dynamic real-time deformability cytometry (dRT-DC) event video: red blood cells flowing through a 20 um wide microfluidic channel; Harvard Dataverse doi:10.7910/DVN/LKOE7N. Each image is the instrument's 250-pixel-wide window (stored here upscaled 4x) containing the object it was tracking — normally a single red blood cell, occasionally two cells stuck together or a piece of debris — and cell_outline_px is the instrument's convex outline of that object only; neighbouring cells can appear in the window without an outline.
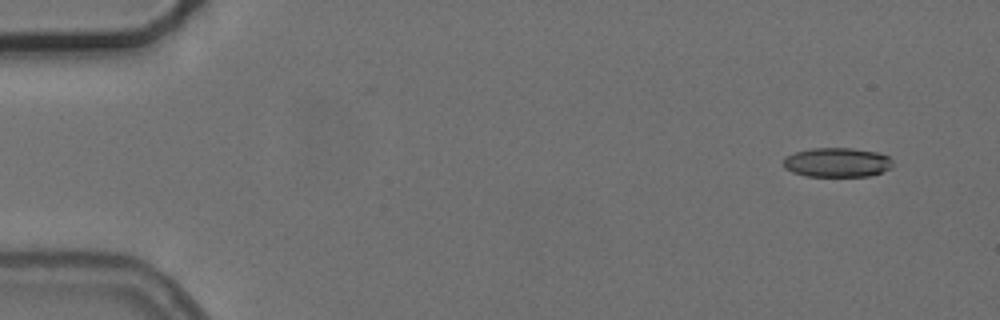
{"species": "common noctule bat (a hibernating species)", "species_latin": "Nyctalus noctula", "temperature_condition": "cold", "stored_images_in_passage": 2, "camera_frame_rate_fps": 3000, "um_per_image_px": 0.085, "animal": {"sex": "female", "body_mass_g": 24.6, "forearm_length_mm": 56.2}, "frame": {"image": 1, "passage_image": 2, "time_ms": 2.0, "image_size_px": [1000, 320], "cell_outline_px": [[892, 168], [868, 176], [808, 176], [792, 172], [784, 168], [784, 156], [796, 152], [812, 148], [852, 148], [876, 152], [888, 156], [892, 160]], "centroid_in_image_um": [71.14, 13.8], "position_along_channel_um": 13.9, "area_um2": 18.67}}